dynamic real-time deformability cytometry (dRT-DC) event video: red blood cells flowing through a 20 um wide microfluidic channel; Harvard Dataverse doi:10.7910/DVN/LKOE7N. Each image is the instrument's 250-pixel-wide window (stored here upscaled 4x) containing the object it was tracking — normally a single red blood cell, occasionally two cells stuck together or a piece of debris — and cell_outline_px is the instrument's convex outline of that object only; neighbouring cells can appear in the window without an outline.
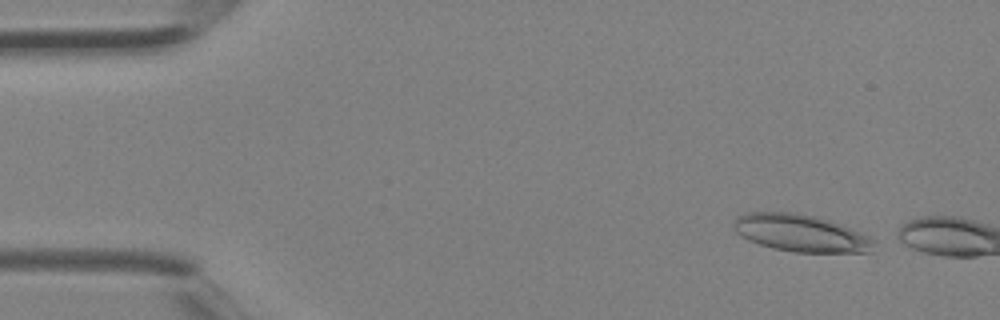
{"species": "Egyptian fruit bat (a non-hibernating species)", "species_latin": "Rousettus aegyptiacus", "temperature_condition": "room temperature", "stored_images_in_passage": 2, "camera_frame_rate_fps": 3000, "um_per_image_px": 0.085, "animal": {"sex": "female"}, "frame": {"image": 1, "passage_image": 1, "time_ms": 0.0, "image_size_px": [1000, 320], "cell_outline_px": [[872, 252], [796, 252], [772, 248], [748, 240], [736, 232], [736, 216], [744, 212], [796, 212], [816, 216], [840, 224], [860, 232], [868, 236], [872, 240]], "centroid_in_image_um": [68.04, 19.8], "position_along_channel_um": 17.0, "area_um2": 30.06}}